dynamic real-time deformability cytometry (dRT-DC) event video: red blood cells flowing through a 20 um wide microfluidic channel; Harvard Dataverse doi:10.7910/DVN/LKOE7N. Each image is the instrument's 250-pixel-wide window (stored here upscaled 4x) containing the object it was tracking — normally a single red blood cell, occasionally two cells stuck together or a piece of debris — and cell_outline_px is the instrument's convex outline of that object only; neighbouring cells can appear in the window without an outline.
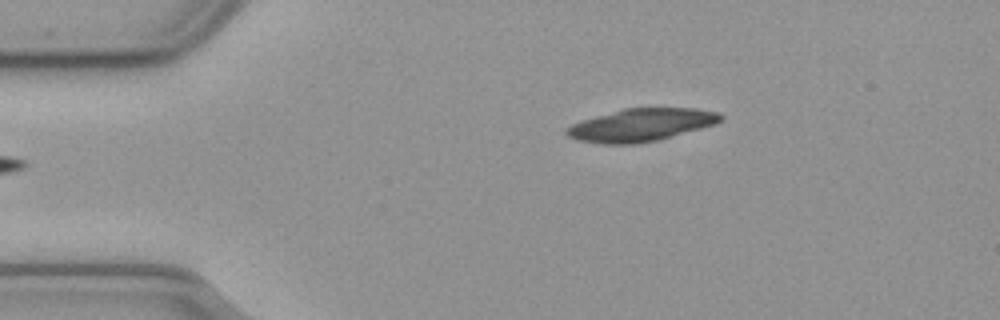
{"species": "common noctule bat (a hibernating species)", "species_latin": "Nyctalus noctula", "temperature_condition": "cold", "stored_images_in_passage": 12, "camera_frame_rate_fps": 3000, "um_per_image_px": 0.085, "animal": {"sex": "male", "body_mass_g": 23.1, "forearm_length_mm": 52.7}, "frame": {"image": 1, "passage_image": 1, "time_ms": 0.0, "image_size_px": [1000, 320], "cell_outline_px": [[724, 120], [716, 124], [660, 140], [636, 144], [604, 144], [576, 140], [568, 136], [564, 132], [572, 124], [584, 120], [624, 108], [696, 108], [716, 112], [724, 116]], "centroid_in_image_um": [54.54, 10.63], "position_along_channel_um": 30.5, "area_um2": 29.36}}